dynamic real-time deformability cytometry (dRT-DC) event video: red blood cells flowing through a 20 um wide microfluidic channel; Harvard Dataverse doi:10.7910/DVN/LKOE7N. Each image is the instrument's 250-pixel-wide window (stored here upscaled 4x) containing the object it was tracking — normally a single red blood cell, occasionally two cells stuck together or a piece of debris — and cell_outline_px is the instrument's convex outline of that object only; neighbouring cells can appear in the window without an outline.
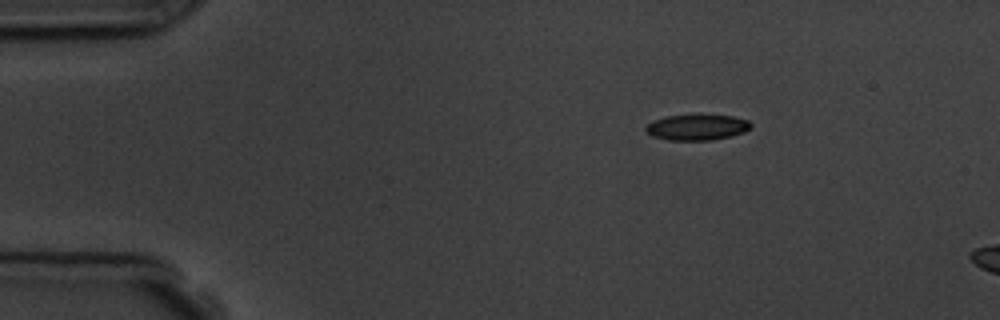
{"species": "common noctule bat (a hibernating species)", "species_latin": "Nyctalus noctula", "temperature_condition": "room temperature", "stored_images_in_passage": 4, "camera_frame_rate_fps": 3000, "um_per_image_px": 0.085, "animal": {"sex": "male", "body_mass_g": 19.5, "forearm_length_mm": 54.6}, "frame": {"image": 1, "passage_image": 1, "time_ms": 0.0, "image_size_px": [1000, 320], "cell_outline_px": [[752, 128], [744, 132], [732, 136], [712, 140], [668, 140], [652, 136], [644, 128], [652, 120], [664, 116], [700, 112], [732, 116], [748, 120], [752, 124]], "centroid_in_image_um": [59.26, 10.77], "position_along_channel_um": 25.7, "area_um2": 16.59}}